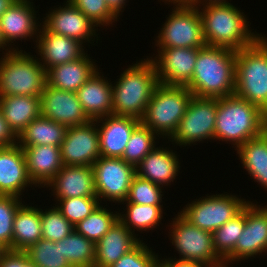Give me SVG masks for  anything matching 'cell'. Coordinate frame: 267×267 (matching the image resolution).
<instances>
[{
	"instance_id": "obj_7",
	"label": "cell",
	"mask_w": 267,
	"mask_h": 267,
	"mask_svg": "<svg viewBox=\"0 0 267 267\" xmlns=\"http://www.w3.org/2000/svg\"><path fill=\"white\" fill-rule=\"evenodd\" d=\"M194 95L186 86L158 84L152 93L141 123L157 137L166 139L174 134ZM160 135V136H159Z\"/></svg>"
},
{
	"instance_id": "obj_14",
	"label": "cell",
	"mask_w": 267,
	"mask_h": 267,
	"mask_svg": "<svg viewBox=\"0 0 267 267\" xmlns=\"http://www.w3.org/2000/svg\"><path fill=\"white\" fill-rule=\"evenodd\" d=\"M97 123L90 121L85 125L67 128L60 145L63 165L92 166L101 157Z\"/></svg>"
},
{
	"instance_id": "obj_22",
	"label": "cell",
	"mask_w": 267,
	"mask_h": 267,
	"mask_svg": "<svg viewBox=\"0 0 267 267\" xmlns=\"http://www.w3.org/2000/svg\"><path fill=\"white\" fill-rule=\"evenodd\" d=\"M46 187L55 199L97 197L92 166L63 165Z\"/></svg>"
},
{
	"instance_id": "obj_36",
	"label": "cell",
	"mask_w": 267,
	"mask_h": 267,
	"mask_svg": "<svg viewBox=\"0 0 267 267\" xmlns=\"http://www.w3.org/2000/svg\"><path fill=\"white\" fill-rule=\"evenodd\" d=\"M37 267H71L64 259L61 241L40 239L24 251Z\"/></svg>"
},
{
	"instance_id": "obj_30",
	"label": "cell",
	"mask_w": 267,
	"mask_h": 267,
	"mask_svg": "<svg viewBox=\"0 0 267 267\" xmlns=\"http://www.w3.org/2000/svg\"><path fill=\"white\" fill-rule=\"evenodd\" d=\"M42 239L41 209L22 204L13 223V251H25Z\"/></svg>"
},
{
	"instance_id": "obj_35",
	"label": "cell",
	"mask_w": 267,
	"mask_h": 267,
	"mask_svg": "<svg viewBox=\"0 0 267 267\" xmlns=\"http://www.w3.org/2000/svg\"><path fill=\"white\" fill-rule=\"evenodd\" d=\"M245 224V206L232 219L212 233L214 248L224 260L235 248Z\"/></svg>"
},
{
	"instance_id": "obj_21",
	"label": "cell",
	"mask_w": 267,
	"mask_h": 267,
	"mask_svg": "<svg viewBox=\"0 0 267 267\" xmlns=\"http://www.w3.org/2000/svg\"><path fill=\"white\" fill-rule=\"evenodd\" d=\"M34 184L27 173L26 158L18 144L0 147V195L20 197L27 186Z\"/></svg>"
},
{
	"instance_id": "obj_55",
	"label": "cell",
	"mask_w": 267,
	"mask_h": 267,
	"mask_svg": "<svg viewBox=\"0 0 267 267\" xmlns=\"http://www.w3.org/2000/svg\"><path fill=\"white\" fill-rule=\"evenodd\" d=\"M163 2H164V3H165V2H170L171 5H172V3H173V4H179V0H163Z\"/></svg>"
},
{
	"instance_id": "obj_47",
	"label": "cell",
	"mask_w": 267,
	"mask_h": 267,
	"mask_svg": "<svg viewBox=\"0 0 267 267\" xmlns=\"http://www.w3.org/2000/svg\"><path fill=\"white\" fill-rule=\"evenodd\" d=\"M109 9L117 16H120V12L122 14L124 9V5L126 6L127 0H105ZM122 10V11H121Z\"/></svg>"
},
{
	"instance_id": "obj_45",
	"label": "cell",
	"mask_w": 267,
	"mask_h": 267,
	"mask_svg": "<svg viewBox=\"0 0 267 267\" xmlns=\"http://www.w3.org/2000/svg\"><path fill=\"white\" fill-rule=\"evenodd\" d=\"M17 144V136L9 128L7 121L0 111V147L12 146Z\"/></svg>"
},
{
	"instance_id": "obj_53",
	"label": "cell",
	"mask_w": 267,
	"mask_h": 267,
	"mask_svg": "<svg viewBox=\"0 0 267 267\" xmlns=\"http://www.w3.org/2000/svg\"><path fill=\"white\" fill-rule=\"evenodd\" d=\"M195 0H179V4H192Z\"/></svg>"
},
{
	"instance_id": "obj_13",
	"label": "cell",
	"mask_w": 267,
	"mask_h": 267,
	"mask_svg": "<svg viewBox=\"0 0 267 267\" xmlns=\"http://www.w3.org/2000/svg\"><path fill=\"white\" fill-rule=\"evenodd\" d=\"M267 251V205L257 206L248 202L245 205V224L242 235L237 240L234 250L224 259L228 263L238 262L261 255Z\"/></svg>"
},
{
	"instance_id": "obj_48",
	"label": "cell",
	"mask_w": 267,
	"mask_h": 267,
	"mask_svg": "<svg viewBox=\"0 0 267 267\" xmlns=\"http://www.w3.org/2000/svg\"><path fill=\"white\" fill-rule=\"evenodd\" d=\"M17 0H0V17L10 8Z\"/></svg>"
},
{
	"instance_id": "obj_54",
	"label": "cell",
	"mask_w": 267,
	"mask_h": 267,
	"mask_svg": "<svg viewBox=\"0 0 267 267\" xmlns=\"http://www.w3.org/2000/svg\"><path fill=\"white\" fill-rule=\"evenodd\" d=\"M6 251H7V249H6L4 246H2V245L0 244V259H1L2 255H3Z\"/></svg>"
},
{
	"instance_id": "obj_9",
	"label": "cell",
	"mask_w": 267,
	"mask_h": 267,
	"mask_svg": "<svg viewBox=\"0 0 267 267\" xmlns=\"http://www.w3.org/2000/svg\"><path fill=\"white\" fill-rule=\"evenodd\" d=\"M173 219L169 236L180 259L198 261L213 267L225 266L224 260L215 251L211 232L192 225L179 212Z\"/></svg>"
},
{
	"instance_id": "obj_24",
	"label": "cell",
	"mask_w": 267,
	"mask_h": 267,
	"mask_svg": "<svg viewBox=\"0 0 267 267\" xmlns=\"http://www.w3.org/2000/svg\"><path fill=\"white\" fill-rule=\"evenodd\" d=\"M142 240L137 238L118 219L95 244L94 267H109L135 248Z\"/></svg>"
},
{
	"instance_id": "obj_37",
	"label": "cell",
	"mask_w": 267,
	"mask_h": 267,
	"mask_svg": "<svg viewBox=\"0 0 267 267\" xmlns=\"http://www.w3.org/2000/svg\"><path fill=\"white\" fill-rule=\"evenodd\" d=\"M156 133L140 123L127 142L122 159L136 167L155 148Z\"/></svg>"
},
{
	"instance_id": "obj_3",
	"label": "cell",
	"mask_w": 267,
	"mask_h": 267,
	"mask_svg": "<svg viewBox=\"0 0 267 267\" xmlns=\"http://www.w3.org/2000/svg\"><path fill=\"white\" fill-rule=\"evenodd\" d=\"M214 139L232 142L236 149L267 130V114L238 96L217 98Z\"/></svg>"
},
{
	"instance_id": "obj_49",
	"label": "cell",
	"mask_w": 267,
	"mask_h": 267,
	"mask_svg": "<svg viewBox=\"0 0 267 267\" xmlns=\"http://www.w3.org/2000/svg\"><path fill=\"white\" fill-rule=\"evenodd\" d=\"M219 3H229L226 0H195L192 5L195 6H201L202 5H206V4H219Z\"/></svg>"
},
{
	"instance_id": "obj_25",
	"label": "cell",
	"mask_w": 267,
	"mask_h": 267,
	"mask_svg": "<svg viewBox=\"0 0 267 267\" xmlns=\"http://www.w3.org/2000/svg\"><path fill=\"white\" fill-rule=\"evenodd\" d=\"M97 69L94 74L77 90L76 94L82 108L91 121L112 115V84L100 76Z\"/></svg>"
},
{
	"instance_id": "obj_1",
	"label": "cell",
	"mask_w": 267,
	"mask_h": 267,
	"mask_svg": "<svg viewBox=\"0 0 267 267\" xmlns=\"http://www.w3.org/2000/svg\"><path fill=\"white\" fill-rule=\"evenodd\" d=\"M235 63V50L208 45L199 48L193 76L186 87L200 98L234 95Z\"/></svg>"
},
{
	"instance_id": "obj_18",
	"label": "cell",
	"mask_w": 267,
	"mask_h": 267,
	"mask_svg": "<svg viewBox=\"0 0 267 267\" xmlns=\"http://www.w3.org/2000/svg\"><path fill=\"white\" fill-rule=\"evenodd\" d=\"M30 0H17L4 14L0 17V27L3 41L11 50H19L18 47L12 48L16 40H24L38 37L39 27L36 10ZM39 26V27H38ZM13 43V44H11Z\"/></svg>"
},
{
	"instance_id": "obj_50",
	"label": "cell",
	"mask_w": 267,
	"mask_h": 267,
	"mask_svg": "<svg viewBox=\"0 0 267 267\" xmlns=\"http://www.w3.org/2000/svg\"><path fill=\"white\" fill-rule=\"evenodd\" d=\"M5 47L7 48L8 46L3 41V37H2V34H1V27H0V50L1 49L5 50L6 53L12 51L11 49H9V48L6 49Z\"/></svg>"
},
{
	"instance_id": "obj_17",
	"label": "cell",
	"mask_w": 267,
	"mask_h": 267,
	"mask_svg": "<svg viewBox=\"0 0 267 267\" xmlns=\"http://www.w3.org/2000/svg\"><path fill=\"white\" fill-rule=\"evenodd\" d=\"M64 5L51 9L49 14L46 13L42 26L48 32L63 35L81 43L93 41V37L97 36L96 25L68 0Z\"/></svg>"
},
{
	"instance_id": "obj_23",
	"label": "cell",
	"mask_w": 267,
	"mask_h": 267,
	"mask_svg": "<svg viewBox=\"0 0 267 267\" xmlns=\"http://www.w3.org/2000/svg\"><path fill=\"white\" fill-rule=\"evenodd\" d=\"M22 149L26 158L27 173L30 180L35 187L40 185L44 188L63 167L60 147L36 145Z\"/></svg>"
},
{
	"instance_id": "obj_46",
	"label": "cell",
	"mask_w": 267,
	"mask_h": 267,
	"mask_svg": "<svg viewBox=\"0 0 267 267\" xmlns=\"http://www.w3.org/2000/svg\"><path fill=\"white\" fill-rule=\"evenodd\" d=\"M162 261L168 266V267H213L209 264H204L202 262L193 261V260H185V259H176V258H164Z\"/></svg>"
},
{
	"instance_id": "obj_31",
	"label": "cell",
	"mask_w": 267,
	"mask_h": 267,
	"mask_svg": "<svg viewBox=\"0 0 267 267\" xmlns=\"http://www.w3.org/2000/svg\"><path fill=\"white\" fill-rule=\"evenodd\" d=\"M242 167L255 182L267 190V130L240 145L237 150Z\"/></svg>"
},
{
	"instance_id": "obj_51",
	"label": "cell",
	"mask_w": 267,
	"mask_h": 267,
	"mask_svg": "<svg viewBox=\"0 0 267 267\" xmlns=\"http://www.w3.org/2000/svg\"><path fill=\"white\" fill-rule=\"evenodd\" d=\"M153 267H168L161 259H158Z\"/></svg>"
},
{
	"instance_id": "obj_19",
	"label": "cell",
	"mask_w": 267,
	"mask_h": 267,
	"mask_svg": "<svg viewBox=\"0 0 267 267\" xmlns=\"http://www.w3.org/2000/svg\"><path fill=\"white\" fill-rule=\"evenodd\" d=\"M95 122L99 133L101 157L114 158H122L133 130L141 123L134 117L113 114L96 119Z\"/></svg>"
},
{
	"instance_id": "obj_16",
	"label": "cell",
	"mask_w": 267,
	"mask_h": 267,
	"mask_svg": "<svg viewBox=\"0 0 267 267\" xmlns=\"http://www.w3.org/2000/svg\"><path fill=\"white\" fill-rule=\"evenodd\" d=\"M41 115L67 127L85 125L91 120L75 92L46 86L41 94Z\"/></svg>"
},
{
	"instance_id": "obj_41",
	"label": "cell",
	"mask_w": 267,
	"mask_h": 267,
	"mask_svg": "<svg viewBox=\"0 0 267 267\" xmlns=\"http://www.w3.org/2000/svg\"><path fill=\"white\" fill-rule=\"evenodd\" d=\"M22 198L0 195V244L13 251V223Z\"/></svg>"
},
{
	"instance_id": "obj_4",
	"label": "cell",
	"mask_w": 267,
	"mask_h": 267,
	"mask_svg": "<svg viewBox=\"0 0 267 267\" xmlns=\"http://www.w3.org/2000/svg\"><path fill=\"white\" fill-rule=\"evenodd\" d=\"M112 85L113 115L130 116L141 120L154 88L159 84L151 58L131 65Z\"/></svg>"
},
{
	"instance_id": "obj_32",
	"label": "cell",
	"mask_w": 267,
	"mask_h": 267,
	"mask_svg": "<svg viewBox=\"0 0 267 267\" xmlns=\"http://www.w3.org/2000/svg\"><path fill=\"white\" fill-rule=\"evenodd\" d=\"M125 203L127 209L125 212L126 214L118 213V219L133 234H135V229L140 232L141 230L147 231L159 226L163 217L162 206L139 205L130 202Z\"/></svg>"
},
{
	"instance_id": "obj_33",
	"label": "cell",
	"mask_w": 267,
	"mask_h": 267,
	"mask_svg": "<svg viewBox=\"0 0 267 267\" xmlns=\"http://www.w3.org/2000/svg\"><path fill=\"white\" fill-rule=\"evenodd\" d=\"M61 245L71 267H94L95 244L76 230L61 240Z\"/></svg>"
},
{
	"instance_id": "obj_8",
	"label": "cell",
	"mask_w": 267,
	"mask_h": 267,
	"mask_svg": "<svg viewBox=\"0 0 267 267\" xmlns=\"http://www.w3.org/2000/svg\"><path fill=\"white\" fill-rule=\"evenodd\" d=\"M199 7L175 4L157 36L159 48H202L206 46Z\"/></svg>"
},
{
	"instance_id": "obj_2",
	"label": "cell",
	"mask_w": 267,
	"mask_h": 267,
	"mask_svg": "<svg viewBox=\"0 0 267 267\" xmlns=\"http://www.w3.org/2000/svg\"><path fill=\"white\" fill-rule=\"evenodd\" d=\"M203 7V8H202ZM199 10L206 45L235 51L253 45L262 33L251 32L244 12L231 3L206 4Z\"/></svg>"
},
{
	"instance_id": "obj_42",
	"label": "cell",
	"mask_w": 267,
	"mask_h": 267,
	"mask_svg": "<svg viewBox=\"0 0 267 267\" xmlns=\"http://www.w3.org/2000/svg\"><path fill=\"white\" fill-rule=\"evenodd\" d=\"M97 27L112 25L117 16L109 9L105 0H68Z\"/></svg>"
},
{
	"instance_id": "obj_6",
	"label": "cell",
	"mask_w": 267,
	"mask_h": 267,
	"mask_svg": "<svg viewBox=\"0 0 267 267\" xmlns=\"http://www.w3.org/2000/svg\"><path fill=\"white\" fill-rule=\"evenodd\" d=\"M0 58V96H36L46 86V70L35 58L23 50L2 52ZM4 57V58H3Z\"/></svg>"
},
{
	"instance_id": "obj_10",
	"label": "cell",
	"mask_w": 267,
	"mask_h": 267,
	"mask_svg": "<svg viewBox=\"0 0 267 267\" xmlns=\"http://www.w3.org/2000/svg\"><path fill=\"white\" fill-rule=\"evenodd\" d=\"M235 195L216 194L188 203L179 213L192 225L213 233L249 202Z\"/></svg>"
},
{
	"instance_id": "obj_27",
	"label": "cell",
	"mask_w": 267,
	"mask_h": 267,
	"mask_svg": "<svg viewBox=\"0 0 267 267\" xmlns=\"http://www.w3.org/2000/svg\"><path fill=\"white\" fill-rule=\"evenodd\" d=\"M86 53L77 60L54 66L46 71L47 84L69 92L77 90L98 69L96 63Z\"/></svg>"
},
{
	"instance_id": "obj_11",
	"label": "cell",
	"mask_w": 267,
	"mask_h": 267,
	"mask_svg": "<svg viewBox=\"0 0 267 267\" xmlns=\"http://www.w3.org/2000/svg\"><path fill=\"white\" fill-rule=\"evenodd\" d=\"M217 98L193 96L174 134L173 145L189 146L203 140H214ZM175 142V143H174Z\"/></svg>"
},
{
	"instance_id": "obj_38",
	"label": "cell",
	"mask_w": 267,
	"mask_h": 267,
	"mask_svg": "<svg viewBox=\"0 0 267 267\" xmlns=\"http://www.w3.org/2000/svg\"><path fill=\"white\" fill-rule=\"evenodd\" d=\"M52 207L45 209V212L41 209L42 239L59 242L71 234L75 227L56 206Z\"/></svg>"
},
{
	"instance_id": "obj_15",
	"label": "cell",
	"mask_w": 267,
	"mask_h": 267,
	"mask_svg": "<svg viewBox=\"0 0 267 267\" xmlns=\"http://www.w3.org/2000/svg\"><path fill=\"white\" fill-rule=\"evenodd\" d=\"M159 49V50H158ZM157 57H150L162 85L187 86L193 76L199 48H157Z\"/></svg>"
},
{
	"instance_id": "obj_26",
	"label": "cell",
	"mask_w": 267,
	"mask_h": 267,
	"mask_svg": "<svg viewBox=\"0 0 267 267\" xmlns=\"http://www.w3.org/2000/svg\"><path fill=\"white\" fill-rule=\"evenodd\" d=\"M155 147L135 167L136 175L154 184L168 186L176 178L181 166L177 154L169 148ZM166 184V185H165Z\"/></svg>"
},
{
	"instance_id": "obj_52",
	"label": "cell",
	"mask_w": 267,
	"mask_h": 267,
	"mask_svg": "<svg viewBox=\"0 0 267 267\" xmlns=\"http://www.w3.org/2000/svg\"><path fill=\"white\" fill-rule=\"evenodd\" d=\"M22 267H37V266L30 260H28Z\"/></svg>"
},
{
	"instance_id": "obj_28",
	"label": "cell",
	"mask_w": 267,
	"mask_h": 267,
	"mask_svg": "<svg viewBox=\"0 0 267 267\" xmlns=\"http://www.w3.org/2000/svg\"><path fill=\"white\" fill-rule=\"evenodd\" d=\"M0 111L9 128L18 137L26 126L41 115V98L36 96H0Z\"/></svg>"
},
{
	"instance_id": "obj_43",
	"label": "cell",
	"mask_w": 267,
	"mask_h": 267,
	"mask_svg": "<svg viewBox=\"0 0 267 267\" xmlns=\"http://www.w3.org/2000/svg\"><path fill=\"white\" fill-rule=\"evenodd\" d=\"M159 255L140 242L135 248L123 255L117 262L109 267H153Z\"/></svg>"
},
{
	"instance_id": "obj_12",
	"label": "cell",
	"mask_w": 267,
	"mask_h": 267,
	"mask_svg": "<svg viewBox=\"0 0 267 267\" xmlns=\"http://www.w3.org/2000/svg\"><path fill=\"white\" fill-rule=\"evenodd\" d=\"M96 196L99 201H125L133 177L135 167L122 158L100 157L92 165Z\"/></svg>"
},
{
	"instance_id": "obj_40",
	"label": "cell",
	"mask_w": 267,
	"mask_h": 267,
	"mask_svg": "<svg viewBox=\"0 0 267 267\" xmlns=\"http://www.w3.org/2000/svg\"><path fill=\"white\" fill-rule=\"evenodd\" d=\"M56 201L59 203L55 206L74 227L100 205L98 197H73Z\"/></svg>"
},
{
	"instance_id": "obj_29",
	"label": "cell",
	"mask_w": 267,
	"mask_h": 267,
	"mask_svg": "<svg viewBox=\"0 0 267 267\" xmlns=\"http://www.w3.org/2000/svg\"><path fill=\"white\" fill-rule=\"evenodd\" d=\"M67 128L63 124L40 115L31 121L18 135L17 144L22 148L36 145H54L60 147Z\"/></svg>"
},
{
	"instance_id": "obj_20",
	"label": "cell",
	"mask_w": 267,
	"mask_h": 267,
	"mask_svg": "<svg viewBox=\"0 0 267 267\" xmlns=\"http://www.w3.org/2000/svg\"><path fill=\"white\" fill-rule=\"evenodd\" d=\"M37 43L40 64L47 71L49 68L77 60L85 54L84 46L78 40L48 32L43 26L39 29Z\"/></svg>"
},
{
	"instance_id": "obj_44",
	"label": "cell",
	"mask_w": 267,
	"mask_h": 267,
	"mask_svg": "<svg viewBox=\"0 0 267 267\" xmlns=\"http://www.w3.org/2000/svg\"><path fill=\"white\" fill-rule=\"evenodd\" d=\"M28 260L24 251L7 250L0 259V267H22Z\"/></svg>"
},
{
	"instance_id": "obj_5",
	"label": "cell",
	"mask_w": 267,
	"mask_h": 267,
	"mask_svg": "<svg viewBox=\"0 0 267 267\" xmlns=\"http://www.w3.org/2000/svg\"><path fill=\"white\" fill-rule=\"evenodd\" d=\"M236 96L258 106L267 114V37L236 51Z\"/></svg>"
},
{
	"instance_id": "obj_39",
	"label": "cell",
	"mask_w": 267,
	"mask_h": 267,
	"mask_svg": "<svg viewBox=\"0 0 267 267\" xmlns=\"http://www.w3.org/2000/svg\"><path fill=\"white\" fill-rule=\"evenodd\" d=\"M162 187L160 185L154 184L148 179H144L135 174L132 179L129 193L125 201L136 203L139 205H153V206H163L162 203Z\"/></svg>"
},
{
	"instance_id": "obj_34",
	"label": "cell",
	"mask_w": 267,
	"mask_h": 267,
	"mask_svg": "<svg viewBox=\"0 0 267 267\" xmlns=\"http://www.w3.org/2000/svg\"><path fill=\"white\" fill-rule=\"evenodd\" d=\"M115 213L99 205L75 226V230L96 244L118 220V213Z\"/></svg>"
}]
</instances>
